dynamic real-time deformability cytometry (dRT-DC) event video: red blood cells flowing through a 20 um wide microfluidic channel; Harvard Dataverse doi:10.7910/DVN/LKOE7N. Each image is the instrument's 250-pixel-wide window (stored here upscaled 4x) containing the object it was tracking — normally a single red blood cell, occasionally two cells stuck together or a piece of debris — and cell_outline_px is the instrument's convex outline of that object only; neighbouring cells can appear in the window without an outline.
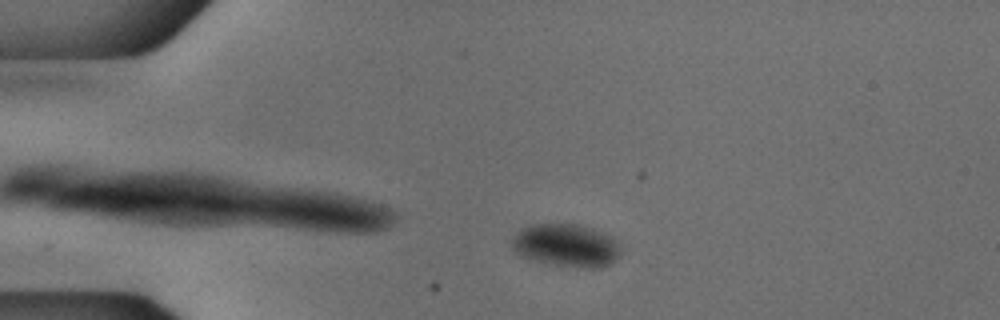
{"species": "common noctule bat (a hibernating species)", "species_latin": "Nyctalus noctula", "temperature_condition": "cold", "stored_images_in_passage": 46, "camera_frame_rate_fps": 3000, "um_per_image_px": 0.085, "animal": {"sex": "male", "body_mass_g": 18.8}, "frame": {"image": 1, "passage_image": 4, "time_ms": 1.0, "image_size_px": [1000, 320], "cell_outline_px": [[620, 252], [616, 260], [600, 268], [592, 268], [556, 264], [536, 260], [520, 256], [512, 248], [512, 240], [520, 228], [532, 224], [576, 224], [592, 228], [612, 236], [620, 244]], "centroid_in_image_um": [48.15, 20.84], "position_along_channel_um": 36.9, "area_um2": 26.99}}
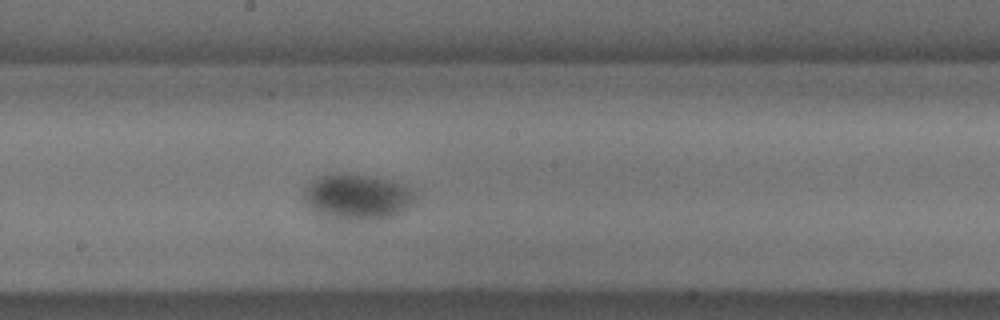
{"frame": {"image": 2, "passage_image": 22, "time_ms": 7.0, "image_size_px": [1000, 320], "cell_outline_px": [[416, 196], [408, 208], [404, 212], [380, 220], [336, 220], [316, 212], [304, 200], [304, 188], [312, 180], [320, 176], [336, 172], [348, 172], [392, 180], [404, 184], [412, 188], [416, 192]], "centroid_in_image_um": [30.4, 16.72], "position_along_channel_um": 217.8, "area_um2": 30.29}}
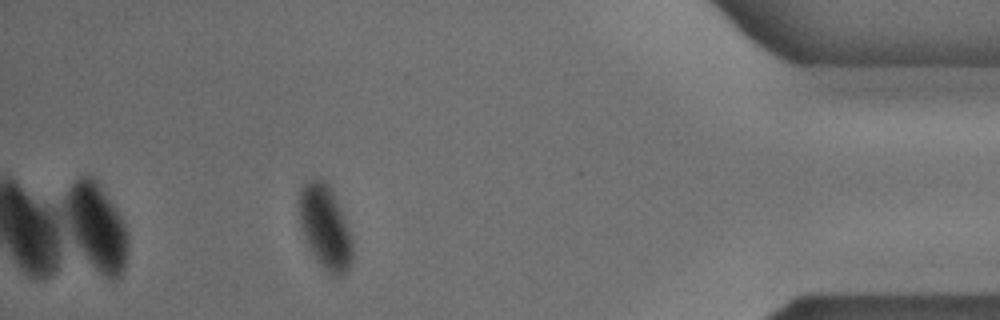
{"frame": {"image": 3, "passage_image": 41, "time_ms": 13.333, "image_size_px": [1000, 320], "cell_outline_px": [[352, 264], [340, 276], [332, 276], [316, 260], [308, 248], [304, 240], [300, 228], [296, 204], [300, 188], [308, 180], [316, 176], [324, 180], [332, 188], [344, 216], [352, 240]], "centroid_in_image_um": [27.58, 19.25], "position_along_channel_um": 407.6, "area_um2": 26.88}}